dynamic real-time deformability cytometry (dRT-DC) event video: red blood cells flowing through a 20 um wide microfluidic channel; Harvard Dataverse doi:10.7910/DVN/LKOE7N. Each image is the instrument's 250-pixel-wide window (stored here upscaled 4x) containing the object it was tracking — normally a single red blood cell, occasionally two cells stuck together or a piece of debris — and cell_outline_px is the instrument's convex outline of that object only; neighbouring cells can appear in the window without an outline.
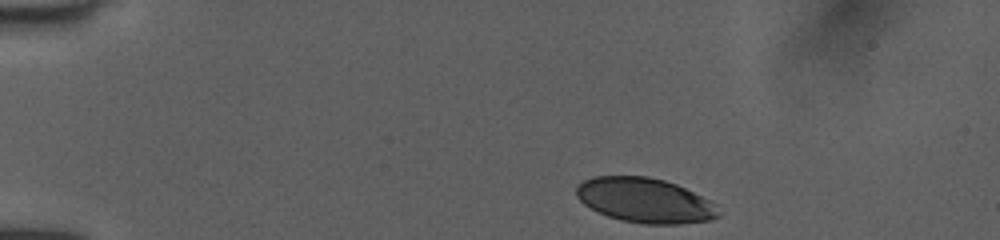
{"species": "human", "species_latin": "Homo sapiens", "temperature_condition": "room temperature", "stored_images_in_passage": 38, "camera_frame_rate_fps": 3000, "um_per_image_px": 0.085, "donor": {"sex": "female"}, "frame": {"image": 1, "passage_image": 1, "time_ms": 0.0, "image_size_px": [1000, 240], "cell_outline_px": [[720, 216], [708, 220], [680, 224], [644, 224], [620, 220], [608, 216], [584, 204], [576, 196], [576, 188], [584, 180], [592, 176], [648, 176], [664, 180], [676, 184], [712, 200], [716, 204]], "centroid_in_image_um": [54.84, 17.03], "position_along_channel_um": 30.2, "area_um2": 37.11}}
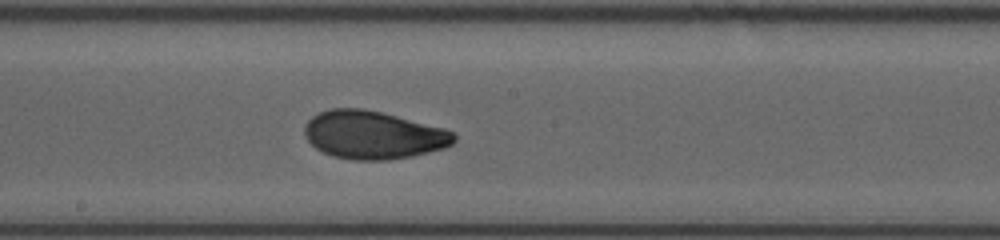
{"frame": {"image": 2, "passage_image": 21, "time_ms": 6.667, "image_size_px": [1000, 240], "cell_outline_px": [[456, 140], [452, 144], [444, 148], [412, 156], [388, 160], [352, 160], [332, 156], [316, 148], [304, 136], [304, 124], [312, 116], [320, 112], [332, 108], [364, 108], [444, 128], [452, 132], [456, 136]], "centroid_in_image_um": [31.7, 11.47], "position_along_channel_um": 216.5, "area_um2": 41.79}}
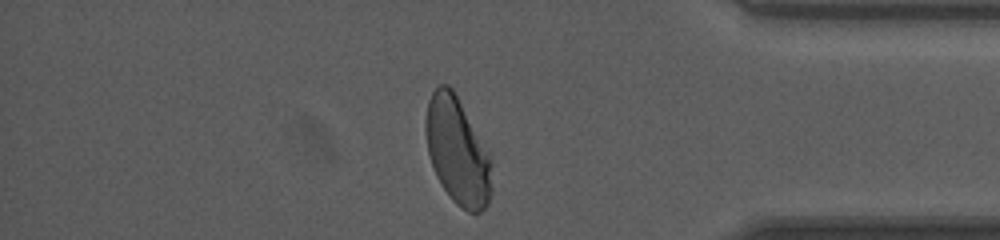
{"frame": {"image": 3, "passage_image": 36, "time_ms": 11.667, "image_size_px": [1000, 240], "cell_outline_px": [[492, 192], [488, 204], [480, 212], [468, 212], [456, 204], [452, 200], [440, 184], [436, 176], [428, 152], [424, 128], [424, 120], [428, 100], [432, 92], [440, 84], [448, 84], [452, 88], [492, 152]], "centroid_in_image_um": [38.92, 12.83], "position_along_channel_um": 396.3, "area_um2": 42.31}, "authors_computed_cell_mechanics": {"area_um2": 41.0958, "velocity_mm_per_s": 4.0064, "shape_relaxation_time_tau1_ms": 3.7176, "shape_relaxation_time_tau2_ms": 1.0597, "deformation_change_tau1": 0.1589, "deformation_change_tau2": 0.0581}}